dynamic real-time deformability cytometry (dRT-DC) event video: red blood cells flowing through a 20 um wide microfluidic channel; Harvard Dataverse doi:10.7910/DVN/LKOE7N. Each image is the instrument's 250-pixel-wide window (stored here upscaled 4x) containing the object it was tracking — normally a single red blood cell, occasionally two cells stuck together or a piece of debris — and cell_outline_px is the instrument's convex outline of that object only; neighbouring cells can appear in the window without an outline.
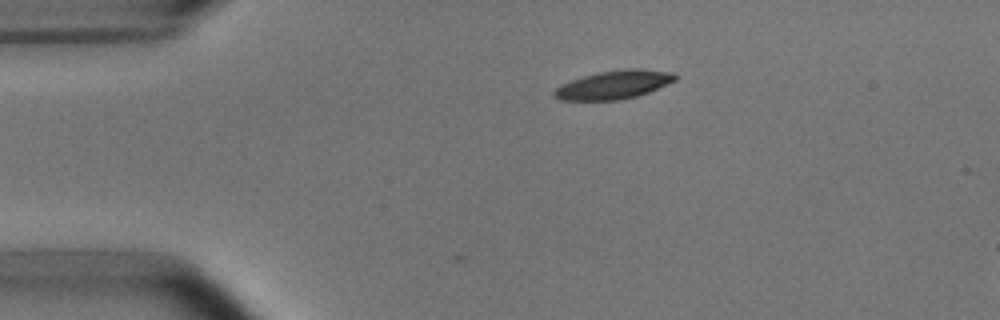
{"species": "common noctule bat (a hibernating species)", "species_latin": "Nyctalus noctula", "temperature_condition": "room temperature", "stored_images_in_passage": 2, "camera_frame_rate_fps": 3000, "um_per_image_px": 0.085, "animal": {"sex": "male", "body_mass_g": 15.6}, "frame": {"image": 1, "passage_image": 2, "time_ms": 0.333, "image_size_px": [1000, 320], "cell_outline_px": [[676, 80], [648, 92], [636, 96], [620, 100], [560, 100], [552, 92], [560, 84], [596, 72], [624, 68], [644, 68], [672, 72], [676, 76]], "centroid_in_image_um": [52.18, 7.18], "position_along_channel_um": 32.8, "area_um2": 20.11}}